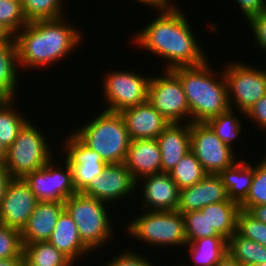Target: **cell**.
Wrapping results in <instances>:
<instances>
[{
	"mask_svg": "<svg viewBox=\"0 0 266 266\" xmlns=\"http://www.w3.org/2000/svg\"><path fill=\"white\" fill-rule=\"evenodd\" d=\"M157 12L155 19L153 17L132 37L137 48L163 58L161 61H166L162 66L164 70L203 64L207 60L204 54L207 52L197 42L185 11L177 5Z\"/></svg>",
	"mask_w": 266,
	"mask_h": 266,
	"instance_id": "1",
	"label": "cell"
},
{
	"mask_svg": "<svg viewBox=\"0 0 266 266\" xmlns=\"http://www.w3.org/2000/svg\"><path fill=\"white\" fill-rule=\"evenodd\" d=\"M66 19L63 16L28 22L14 35L20 69L47 68L79 48L83 40L82 31L78 26L77 29L72 27L74 25Z\"/></svg>",
	"mask_w": 266,
	"mask_h": 266,
	"instance_id": "2",
	"label": "cell"
},
{
	"mask_svg": "<svg viewBox=\"0 0 266 266\" xmlns=\"http://www.w3.org/2000/svg\"><path fill=\"white\" fill-rule=\"evenodd\" d=\"M213 67L208 58L198 66L176 67L171 70L180 79L185 92L190 108V123L207 122L230 109L223 69L221 73L214 71ZM218 73V78L221 79H217Z\"/></svg>",
	"mask_w": 266,
	"mask_h": 266,
	"instance_id": "3",
	"label": "cell"
},
{
	"mask_svg": "<svg viewBox=\"0 0 266 266\" xmlns=\"http://www.w3.org/2000/svg\"><path fill=\"white\" fill-rule=\"evenodd\" d=\"M73 133L107 164L125 163L130 137L119 112L101 110Z\"/></svg>",
	"mask_w": 266,
	"mask_h": 266,
	"instance_id": "4",
	"label": "cell"
},
{
	"mask_svg": "<svg viewBox=\"0 0 266 266\" xmlns=\"http://www.w3.org/2000/svg\"><path fill=\"white\" fill-rule=\"evenodd\" d=\"M64 205L77 225L80 239L92 252L110 242L114 233L107 207L110 204L78 192L69 196Z\"/></svg>",
	"mask_w": 266,
	"mask_h": 266,
	"instance_id": "5",
	"label": "cell"
},
{
	"mask_svg": "<svg viewBox=\"0 0 266 266\" xmlns=\"http://www.w3.org/2000/svg\"><path fill=\"white\" fill-rule=\"evenodd\" d=\"M144 211V213H143ZM131 222V223H130ZM124 228L126 234L144 245L180 248L187 244L184 218L179 211L142 210V214L131 218Z\"/></svg>",
	"mask_w": 266,
	"mask_h": 266,
	"instance_id": "6",
	"label": "cell"
},
{
	"mask_svg": "<svg viewBox=\"0 0 266 266\" xmlns=\"http://www.w3.org/2000/svg\"><path fill=\"white\" fill-rule=\"evenodd\" d=\"M43 131L31 121L20 130L17 138L7 149L4 164L12 178H24L27 174L44 167L52 158V147ZM54 156V157H52Z\"/></svg>",
	"mask_w": 266,
	"mask_h": 266,
	"instance_id": "7",
	"label": "cell"
},
{
	"mask_svg": "<svg viewBox=\"0 0 266 266\" xmlns=\"http://www.w3.org/2000/svg\"><path fill=\"white\" fill-rule=\"evenodd\" d=\"M237 62H227L222 69L227 83L230 109H237L239 114L245 116L249 108L266 95V69Z\"/></svg>",
	"mask_w": 266,
	"mask_h": 266,
	"instance_id": "8",
	"label": "cell"
},
{
	"mask_svg": "<svg viewBox=\"0 0 266 266\" xmlns=\"http://www.w3.org/2000/svg\"><path fill=\"white\" fill-rule=\"evenodd\" d=\"M109 69L103 77V97L105 109L121 112L127 108L144 103L148 100V88L151 80L146 73L142 76L134 71Z\"/></svg>",
	"mask_w": 266,
	"mask_h": 266,
	"instance_id": "9",
	"label": "cell"
},
{
	"mask_svg": "<svg viewBox=\"0 0 266 266\" xmlns=\"http://www.w3.org/2000/svg\"><path fill=\"white\" fill-rule=\"evenodd\" d=\"M162 72L160 76L151 75L147 101L170 123H190V108L180 79L171 70Z\"/></svg>",
	"mask_w": 266,
	"mask_h": 266,
	"instance_id": "10",
	"label": "cell"
},
{
	"mask_svg": "<svg viewBox=\"0 0 266 266\" xmlns=\"http://www.w3.org/2000/svg\"><path fill=\"white\" fill-rule=\"evenodd\" d=\"M190 150L207 174H219L239 159L206 122L190 123Z\"/></svg>",
	"mask_w": 266,
	"mask_h": 266,
	"instance_id": "11",
	"label": "cell"
},
{
	"mask_svg": "<svg viewBox=\"0 0 266 266\" xmlns=\"http://www.w3.org/2000/svg\"><path fill=\"white\" fill-rule=\"evenodd\" d=\"M56 163L52 158L44 167L34 170L23 178L38 201L64 203L69 196L78 193L68 162L64 159V164Z\"/></svg>",
	"mask_w": 266,
	"mask_h": 266,
	"instance_id": "12",
	"label": "cell"
},
{
	"mask_svg": "<svg viewBox=\"0 0 266 266\" xmlns=\"http://www.w3.org/2000/svg\"><path fill=\"white\" fill-rule=\"evenodd\" d=\"M136 186L137 181L125 163H111L107 164L102 173L94 177L81 193L107 204H114L130 194L132 196L136 192Z\"/></svg>",
	"mask_w": 266,
	"mask_h": 266,
	"instance_id": "13",
	"label": "cell"
},
{
	"mask_svg": "<svg viewBox=\"0 0 266 266\" xmlns=\"http://www.w3.org/2000/svg\"><path fill=\"white\" fill-rule=\"evenodd\" d=\"M64 139L61 142L63 144L60 145L62 146L61 151L72 170L76 191L82 192L94 177L102 173L107 163L95 150L85 145L74 133L71 132Z\"/></svg>",
	"mask_w": 266,
	"mask_h": 266,
	"instance_id": "14",
	"label": "cell"
},
{
	"mask_svg": "<svg viewBox=\"0 0 266 266\" xmlns=\"http://www.w3.org/2000/svg\"><path fill=\"white\" fill-rule=\"evenodd\" d=\"M38 202L23 178H12L0 206V224L21 232Z\"/></svg>",
	"mask_w": 266,
	"mask_h": 266,
	"instance_id": "15",
	"label": "cell"
},
{
	"mask_svg": "<svg viewBox=\"0 0 266 266\" xmlns=\"http://www.w3.org/2000/svg\"><path fill=\"white\" fill-rule=\"evenodd\" d=\"M142 184L139 186V184ZM142 188V210L176 211L179 205L180 189L169 173L147 175L137 181Z\"/></svg>",
	"mask_w": 266,
	"mask_h": 266,
	"instance_id": "16",
	"label": "cell"
},
{
	"mask_svg": "<svg viewBox=\"0 0 266 266\" xmlns=\"http://www.w3.org/2000/svg\"><path fill=\"white\" fill-rule=\"evenodd\" d=\"M130 140L156 139L170 122L148 101L119 112Z\"/></svg>",
	"mask_w": 266,
	"mask_h": 266,
	"instance_id": "17",
	"label": "cell"
},
{
	"mask_svg": "<svg viewBox=\"0 0 266 266\" xmlns=\"http://www.w3.org/2000/svg\"><path fill=\"white\" fill-rule=\"evenodd\" d=\"M229 199L225 185L218 174H207L193 186L180 190L177 211L187 213L201 210L209 204L227 201Z\"/></svg>",
	"mask_w": 266,
	"mask_h": 266,
	"instance_id": "18",
	"label": "cell"
},
{
	"mask_svg": "<svg viewBox=\"0 0 266 266\" xmlns=\"http://www.w3.org/2000/svg\"><path fill=\"white\" fill-rule=\"evenodd\" d=\"M65 210L64 203L57 201H39L21 231L22 244L48 241L54 231L61 213Z\"/></svg>",
	"mask_w": 266,
	"mask_h": 266,
	"instance_id": "19",
	"label": "cell"
},
{
	"mask_svg": "<svg viewBox=\"0 0 266 266\" xmlns=\"http://www.w3.org/2000/svg\"><path fill=\"white\" fill-rule=\"evenodd\" d=\"M156 140L161 153L162 172L169 173L190 151V123H170Z\"/></svg>",
	"mask_w": 266,
	"mask_h": 266,
	"instance_id": "20",
	"label": "cell"
},
{
	"mask_svg": "<svg viewBox=\"0 0 266 266\" xmlns=\"http://www.w3.org/2000/svg\"><path fill=\"white\" fill-rule=\"evenodd\" d=\"M134 179L162 173L161 153L156 139L131 140L125 160Z\"/></svg>",
	"mask_w": 266,
	"mask_h": 266,
	"instance_id": "21",
	"label": "cell"
},
{
	"mask_svg": "<svg viewBox=\"0 0 266 266\" xmlns=\"http://www.w3.org/2000/svg\"><path fill=\"white\" fill-rule=\"evenodd\" d=\"M48 242L74 264L79 258L81 259V256L83 258V256L92 253L80 239L77 225L66 210L59 216Z\"/></svg>",
	"mask_w": 266,
	"mask_h": 266,
	"instance_id": "22",
	"label": "cell"
},
{
	"mask_svg": "<svg viewBox=\"0 0 266 266\" xmlns=\"http://www.w3.org/2000/svg\"><path fill=\"white\" fill-rule=\"evenodd\" d=\"M18 48L13 39L11 42L0 45V99L16 97L19 83Z\"/></svg>",
	"mask_w": 266,
	"mask_h": 266,
	"instance_id": "23",
	"label": "cell"
},
{
	"mask_svg": "<svg viewBox=\"0 0 266 266\" xmlns=\"http://www.w3.org/2000/svg\"><path fill=\"white\" fill-rule=\"evenodd\" d=\"M218 175L226 187L229 200L240 204L247 197L253 181V163L246 159L237 160Z\"/></svg>",
	"mask_w": 266,
	"mask_h": 266,
	"instance_id": "24",
	"label": "cell"
},
{
	"mask_svg": "<svg viewBox=\"0 0 266 266\" xmlns=\"http://www.w3.org/2000/svg\"><path fill=\"white\" fill-rule=\"evenodd\" d=\"M184 247L191 262L193 261L192 266H215L227 255V239L223 236L200 238L187 243Z\"/></svg>",
	"mask_w": 266,
	"mask_h": 266,
	"instance_id": "25",
	"label": "cell"
},
{
	"mask_svg": "<svg viewBox=\"0 0 266 266\" xmlns=\"http://www.w3.org/2000/svg\"><path fill=\"white\" fill-rule=\"evenodd\" d=\"M240 210V204L229 199L201 209L207 211L209 232H217L227 240L237 231V216Z\"/></svg>",
	"mask_w": 266,
	"mask_h": 266,
	"instance_id": "26",
	"label": "cell"
},
{
	"mask_svg": "<svg viewBox=\"0 0 266 266\" xmlns=\"http://www.w3.org/2000/svg\"><path fill=\"white\" fill-rule=\"evenodd\" d=\"M227 254L242 266L266 263V247L237 232L227 240Z\"/></svg>",
	"mask_w": 266,
	"mask_h": 266,
	"instance_id": "27",
	"label": "cell"
},
{
	"mask_svg": "<svg viewBox=\"0 0 266 266\" xmlns=\"http://www.w3.org/2000/svg\"><path fill=\"white\" fill-rule=\"evenodd\" d=\"M23 258L29 266H73L75 265L50 242L39 241L23 245Z\"/></svg>",
	"mask_w": 266,
	"mask_h": 266,
	"instance_id": "28",
	"label": "cell"
},
{
	"mask_svg": "<svg viewBox=\"0 0 266 266\" xmlns=\"http://www.w3.org/2000/svg\"><path fill=\"white\" fill-rule=\"evenodd\" d=\"M15 101V98L0 99V141L6 149L11 146L20 130L29 121L28 117L16 108Z\"/></svg>",
	"mask_w": 266,
	"mask_h": 266,
	"instance_id": "29",
	"label": "cell"
},
{
	"mask_svg": "<svg viewBox=\"0 0 266 266\" xmlns=\"http://www.w3.org/2000/svg\"><path fill=\"white\" fill-rule=\"evenodd\" d=\"M169 174L180 190L193 186L207 175L191 150L180 159Z\"/></svg>",
	"mask_w": 266,
	"mask_h": 266,
	"instance_id": "30",
	"label": "cell"
},
{
	"mask_svg": "<svg viewBox=\"0 0 266 266\" xmlns=\"http://www.w3.org/2000/svg\"><path fill=\"white\" fill-rule=\"evenodd\" d=\"M237 113L238 112L235 114V110L229 109L227 112L219 114L206 122L216 136L232 149H234L233 143H235L237 138H240L239 136H241L243 131L242 121L239 116H237Z\"/></svg>",
	"mask_w": 266,
	"mask_h": 266,
	"instance_id": "31",
	"label": "cell"
},
{
	"mask_svg": "<svg viewBox=\"0 0 266 266\" xmlns=\"http://www.w3.org/2000/svg\"><path fill=\"white\" fill-rule=\"evenodd\" d=\"M63 0H20L28 22L65 16ZM63 7V8H62Z\"/></svg>",
	"mask_w": 266,
	"mask_h": 266,
	"instance_id": "32",
	"label": "cell"
},
{
	"mask_svg": "<svg viewBox=\"0 0 266 266\" xmlns=\"http://www.w3.org/2000/svg\"><path fill=\"white\" fill-rule=\"evenodd\" d=\"M266 204V157L253 165V181L247 197L240 203L242 210L248 211L252 206Z\"/></svg>",
	"mask_w": 266,
	"mask_h": 266,
	"instance_id": "33",
	"label": "cell"
},
{
	"mask_svg": "<svg viewBox=\"0 0 266 266\" xmlns=\"http://www.w3.org/2000/svg\"><path fill=\"white\" fill-rule=\"evenodd\" d=\"M182 215L187 243L204 237L221 236L217 232H209L207 211H190Z\"/></svg>",
	"mask_w": 266,
	"mask_h": 266,
	"instance_id": "34",
	"label": "cell"
},
{
	"mask_svg": "<svg viewBox=\"0 0 266 266\" xmlns=\"http://www.w3.org/2000/svg\"><path fill=\"white\" fill-rule=\"evenodd\" d=\"M0 23L13 35L28 23L19 0H0Z\"/></svg>",
	"mask_w": 266,
	"mask_h": 266,
	"instance_id": "35",
	"label": "cell"
},
{
	"mask_svg": "<svg viewBox=\"0 0 266 266\" xmlns=\"http://www.w3.org/2000/svg\"><path fill=\"white\" fill-rule=\"evenodd\" d=\"M240 236L266 247V224L256 220L245 210L237 216V231Z\"/></svg>",
	"mask_w": 266,
	"mask_h": 266,
	"instance_id": "36",
	"label": "cell"
},
{
	"mask_svg": "<svg viewBox=\"0 0 266 266\" xmlns=\"http://www.w3.org/2000/svg\"><path fill=\"white\" fill-rule=\"evenodd\" d=\"M23 258L21 232L0 224V260Z\"/></svg>",
	"mask_w": 266,
	"mask_h": 266,
	"instance_id": "37",
	"label": "cell"
},
{
	"mask_svg": "<svg viewBox=\"0 0 266 266\" xmlns=\"http://www.w3.org/2000/svg\"><path fill=\"white\" fill-rule=\"evenodd\" d=\"M123 252V253H122ZM118 255L116 254L109 262H106L104 266H154L152 260L148 259L143 253L131 250H123Z\"/></svg>",
	"mask_w": 266,
	"mask_h": 266,
	"instance_id": "38",
	"label": "cell"
},
{
	"mask_svg": "<svg viewBox=\"0 0 266 266\" xmlns=\"http://www.w3.org/2000/svg\"><path fill=\"white\" fill-rule=\"evenodd\" d=\"M249 30L252 31V34L255 39L256 47L261 48L262 52H266V9L260 12L259 14L253 16L247 21Z\"/></svg>",
	"mask_w": 266,
	"mask_h": 266,
	"instance_id": "39",
	"label": "cell"
},
{
	"mask_svg": "<svg viewBox=\"0 0 266 266\" xmlns=\"http://www.w3.org/2000/svg\"><path fill=\"white\" fill-rule=\"evenodd\" d=\"M247 119L257 123L259 129L266 131V95L260 98L249 110L245 113Z\"/></svg>",
	"mask_w": 266,
	"mask_h": 266,
	"instance_id": "40",
	"label": "cell"
},
{
	"mask_svg": "<svg viewBox=\"0 0 266 266\" xmlns=\"http://www.w3.org/2000/svg\"><path fill=\"white\" fill-rule=\"evenodd\" d=\"M246 21L266 9V0H234Z\"/></svg>",
	"mask_w": 266,
	"mask_h": 266,
	"instance_id": "41",
	"label": "cell"
},
{
	"mask_svg": "<svg viewBox=\"0 0 266 266\" xmlns=\"http://www.w3.org/2000/svg\"><path fill=\"white\" fill-rule=\"evenodd\" d=\"M136 2L146 7L149 5L151 8L156 9V11L172 9L177 6L172 0H136Z\"/></svg>",
	"mask_w": 266,
	"mask_h": 266,
	"instance_id": "42",
	"label": "cell"
},
{
	"mask_svg": "<svg viewBox=\"0 0 266 266\" xmlns=\"http://www.w3.org/2000/svg\"><path fill=\"white\" fill-rule=\"evenodd\" d=\"M11 180L12 177L8 173V170L6 169L4 162H0V206Z\"/></svg>",
	"mask_w": 266,
	"mask_h": 266,
	"instance_id": "43",
	"label": "cell"
},
{
	"mask_svg": "<svg viewBox=\"0 0 266 266\" xmlns=\"http://www.w3.org/2000/svg\"><path fill=\"white\" fill-rule=\"evenodd\" d=\"M247 212L256 220L266 224V204L252 206Z\"/></svg>",
	"mask_w": 266,
	"mask_h": 266,
	"instance_id": "44",
	"label": "cell"
},
{
	"mask_svg": "<svg viewBox=\"0 0 266 266\" xmlns=\"http://www.w3.org/2000/svg\"><path fill=\"white\" fill-rule=\"evenodd\" d=\"M14 39V35L0 23V45L11 42Z\"/></svg>",
	"mask_w": 266,
	"mask_h": 266,
	"instance_id": "45",
	"label": "cell"
},
{
	"mask_svg": "<svg viewBox=\"0 0 266 266\" xmlns=\"http://www.w3.org/2000/svg\"><path fill=\"white\" fill-rule=\"evenodd\" d=\"M215 266H242L228 254L223 257Z\"/></svg>",
	"mask_w": 266,
	"mask_h": 266,
	"instance_id": "46",
	"label": "cell"
},
{
	"mask_svg": "<svg viewBox=\"0 0 266 266\" xmlns=\"http://www.w3.org/2000/svg\"><path fill=\"white\" fill-rule=\"evenodd\" d=\"M24 258L0 260V266H22Z\"/></svg>",
	"mask_w": 266,
	"mask_h": 266,
	"instance_id": "47",
	"label": "cell"
},
{
	"mask_svg": "<svg viewBox=\"0 0 266 266\" xmlns=\"http://www.w3.org/2000/svg\"><path fill=\"white\" fill-rule=\"evenodd\" d=\"M7 154V149L4 147V145L0 141V162H4Z\"/></svg>",
	"mask_w": 266,
	"mask_h": 266,
	"instance_id": "48",
	"label": "cell"
},
{
	"mask_svg": "<svg viewBox=\"0 0 266 266\" xmlns=\"http://www.w3.org/2000/svg\"><path fill=\"white\" fill-rule=\"evenodd\" d=\"M251 266H266V263H263V264H257V265H251Z\"/></svg>",
	"mask_w": 266,
	"mask_h": 266,
	"instance_id": "49",
	"label": "cell"
},
{
	"mask_svg": "<svg viewBox=\"0 0 266 266\" xmlns=\"http://www.w3.org/2000/svg\"><path fill=\"white\" fill-rule=\"evenodd\" d=\"M22 266H29V265L24 261Z\"/></svg>",
	"mask_w": 266,
	"mask_h": 266,
	"instance_id": "50",
	"label": "cell"
}]
</instances>
